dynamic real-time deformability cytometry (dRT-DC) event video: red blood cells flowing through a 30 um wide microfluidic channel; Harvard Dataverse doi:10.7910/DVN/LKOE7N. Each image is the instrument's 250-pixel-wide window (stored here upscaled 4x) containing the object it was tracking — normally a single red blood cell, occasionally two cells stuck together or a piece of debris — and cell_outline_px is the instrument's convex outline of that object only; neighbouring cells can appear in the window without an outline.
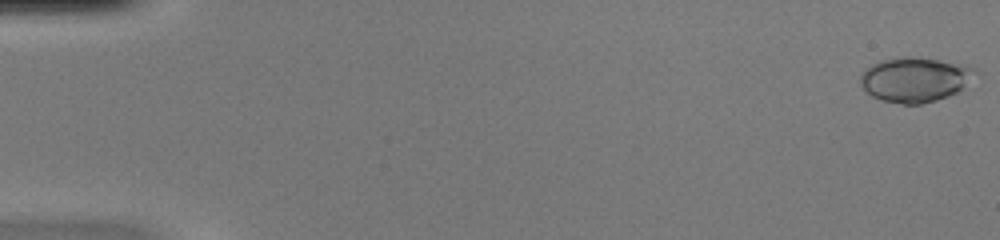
{"species": "common noctule bat (a hibernating species)", "species_latin": "Nyctalus noctula", "temperature_condition": "warm", "stored_images_in_passage": 51, "camera_frame_rate_fps": 3000, "um_per_image_px": 0.085, "animal": {"sex": "female", "body_mass_g": 20.0, "forearm_length_mm": 54.0}, "frame": {"image": 1, "passage_image": 1, "time_ms": 0.0, "image_size_px": [1000, 240], "cell_outline_px": [[976, 72], [956, 92], [948, 96], [936, 100], [920, 104], [904, 104], [880, 100], [872, 96], [860, 84], [860, 76], [872, 64], [880, 60], [900, 56], [920, 56], [956, 64], [972, 68]], "centroid_in_image_um": [77.68, 6.75], "position_along_channel_um": 7.3, "area_um2": 29.36}}
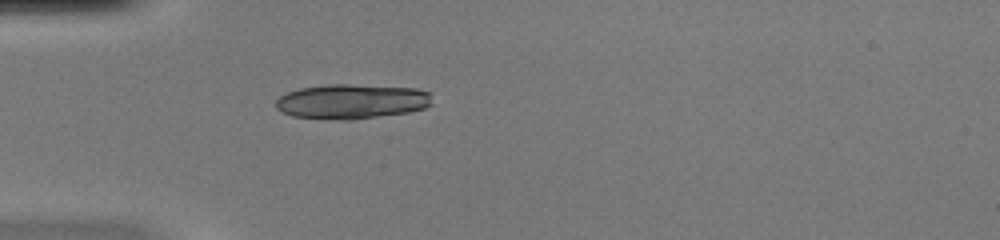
{"frame": {"image": 2, "passage_image": 16, "time_ms": 5.0, "image_size_px": [1000, 240], "cell_outline_px": [[432, 104], [424, 108], [408, 112], [352, 120], [340, 120], [292, 116], [276, 108], [276, 100], [280, 96], [288, 92], [300, 88], [328, 84], [348, 84], [416, 88], [432, 92]], "centroid_in_image_um": [29.93, 8.62], "position_along_channel_um": 55.1, "area_um2": 31.79}}
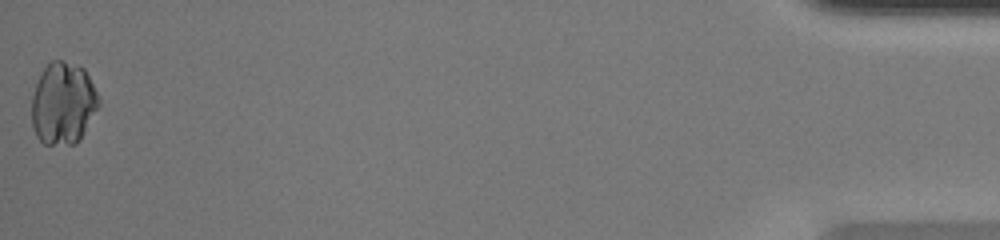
{"frame": {"image": 3, "passage_image": 51, "time_ms": 16.667, "image_size_px": [1000, 240], "cell_outline_px": [[100, 100], [80, 140], [76, 144], [44, 144], [36, 136], [32, 128], [32, 96], [40, 72], [52, 60], [64, 60], [80, 64], [84, 68], [100, 96]], "centroid_in_image_um": [5.35, 8.76], "position_along_channel_um": 429.8, "area_um2": 32.31}}